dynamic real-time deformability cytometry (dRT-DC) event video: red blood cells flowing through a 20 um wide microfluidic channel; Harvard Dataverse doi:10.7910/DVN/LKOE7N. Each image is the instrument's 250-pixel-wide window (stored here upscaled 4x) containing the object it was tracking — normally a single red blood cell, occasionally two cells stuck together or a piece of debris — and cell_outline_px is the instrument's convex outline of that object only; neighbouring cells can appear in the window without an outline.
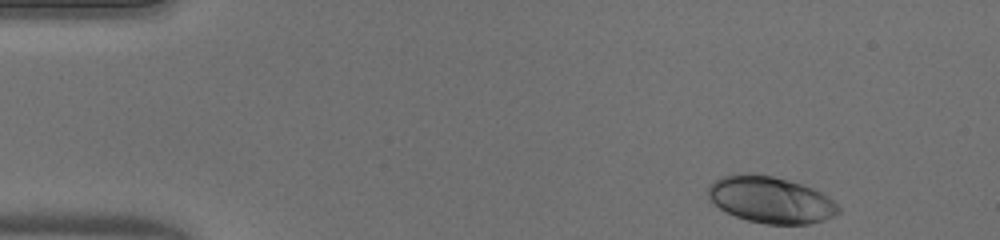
{"species": "human", "species_latin": "Homo sapiens", "temperature_condition": "warm", "stored_images_in_passage": 46, "camera_frame_rate_fps": 3000, "um_per_image_px": 0.085, "donor": {"sex": "male"}, "frame": {"image": 1, "passage_image": 1, "time_ms": 0.0, "image_size_px": [1000, 240], "cell_outline_px": [[840, 212], [824, 220], [808, 224], [764, 224], [748, 220], [736, 216], [720, 208], [708, 196], [708, 188], [720, 176], [740, 172], [748, 172], [772, 176], [788, 180], [812, 188], [820, 192], [832, 200], [840, 208]], "centroid_in_image_um": [65.49, 16.97], "position_along_channel_um": 19.5, "area_um2": 35.14}}
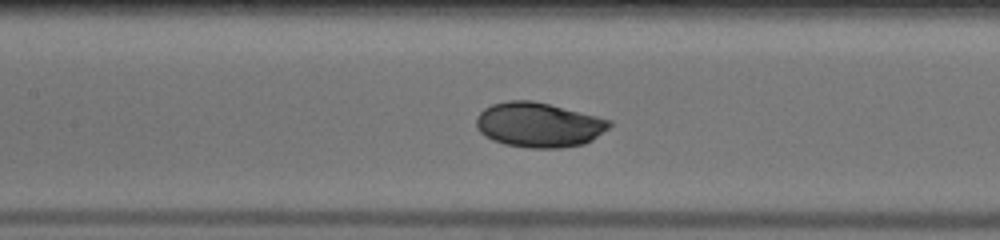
{"frame": {"image": 2, "passage_image": 19, "time_ms": 6.0, "image_size_px": [1000, 240], "cell_outline_px": [[612, 124], [608, 128], [592, 140], [584, 144], [560, 148], [528, 148], [504, 144], [492, 140], [484, 136], [476, 128], [476, 116], [484, 108], [492, 104], [508, 100], [532, 100], [612, 120]], "centroid_in_image_um": [45.76, 10.61], "position_along_channel_um": 161.6, "area_um2": 34.8}}
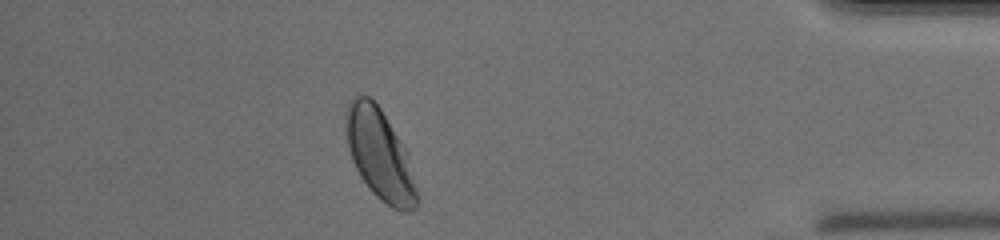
{"frame": {"image": 3, "passage_image": 40, "time_ms": 13.0, "image_size_px": [1000, 240], "cell_outline_px": [[420, 200], [416, 208], [408, 212], [404, 212], [392, 208], [380, 200], [368, 188], [360, 176], [352, 160], [348, 148], [344, 124], [344, 112], [348, 100], [352, 96], [368, 96], [380, 108], [408, 152]], "centroid_in_image_um": [32.28, 13.16], "position_along_channel_um": 402.9, "area_um2": 38.09}, "authors_computed_cell_mechanics": {"area_um2": 34.7378, "velocity_mm_per_s": 4.0462, "shape_relaxation_time_tau1_ms": 1.9246, "shape_relaxation_time_tau2_ms": null, "deformation_change_tau1": 0.1186, "deformation_change_tau2": null}}